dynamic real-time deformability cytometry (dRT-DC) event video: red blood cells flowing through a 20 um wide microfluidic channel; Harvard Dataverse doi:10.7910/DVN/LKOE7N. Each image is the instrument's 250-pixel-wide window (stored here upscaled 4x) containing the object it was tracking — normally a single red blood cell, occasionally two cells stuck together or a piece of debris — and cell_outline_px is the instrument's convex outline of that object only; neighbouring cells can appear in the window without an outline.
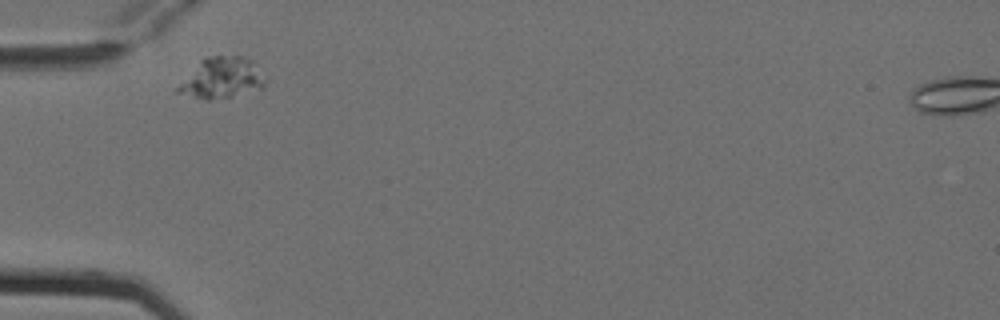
{"species": "Egyptian fruit bat (a non-hibernating species)", "species_latin": "Rousettus aegyptiacus", "temperature_condition": "cold", "stored_images_in_passage": 3, "camera_frame_rate_fps": 3000, "um_per_image_px": 0.085, "animal": {"sex": "female"}, "frame": {"image": 1, "passage_image": 1, "time_ms": 0.0, "image_size_px": [1000, 320], "cell_outline_px": [[264, 88], [232, 96], [208, 100], [176, 92], [176, 88], [200, 60], [204, 56], [240, 56], [252, 60], [264, 80]], "centroid_in_image_um": [18.83, 6.62], "position_along_channel_um": 66.2, "area_um2": 20.29}}
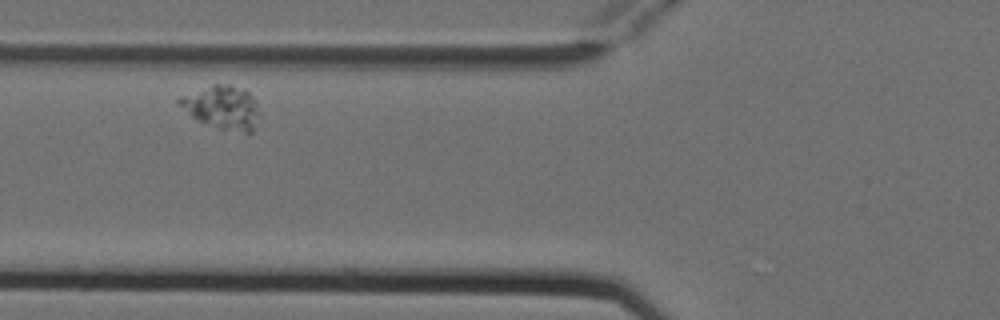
{"frame": {"image": 2, "passage_image": 2, "time_ms": 0.333, "image_size_px": [1000, 320], "cell_outline_px": [[256, 104], [252, 132], [248, 136], [220, 128], [200, 120], [192, 116], [176, 104], [176, 100], [180, 96], [212, 84], [232, 84], [244, 88], [256, 100]], "centroid_in_image_um": [18.84, 9.1], "position_along_channel_um": 107.0, "area_um2": 20.06}}
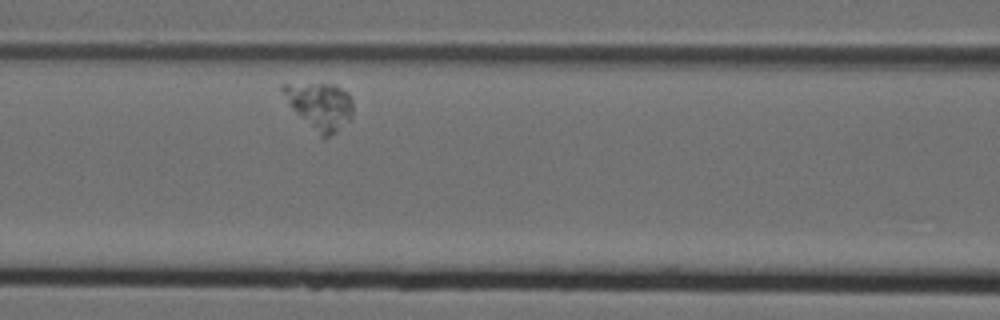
{"frame": {"image": 3, "passage_image": 3, "time_ms": 0.667, "image_size_px": [1000, 320], "cell_outline_px": [[352, 116], [336, 132], [324, 140], [288, 104], [280, 88], [280, 84], [336, 84], [348, 92], [352, 100]], "centroid_in_image_um": [27.2, 8.99], "position_along_channel_um": 139.4, "area_um2": 19.02}}